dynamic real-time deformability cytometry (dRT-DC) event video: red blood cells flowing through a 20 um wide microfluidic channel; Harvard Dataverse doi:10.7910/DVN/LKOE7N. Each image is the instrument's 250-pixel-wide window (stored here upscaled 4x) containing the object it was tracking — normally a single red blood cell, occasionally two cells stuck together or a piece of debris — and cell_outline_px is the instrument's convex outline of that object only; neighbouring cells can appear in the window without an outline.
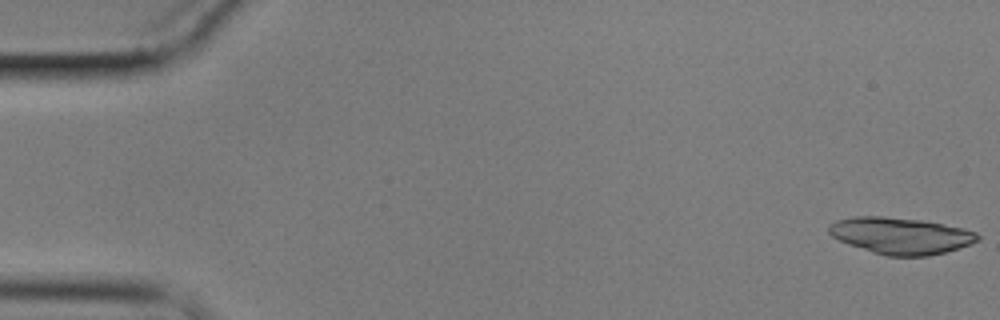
{"species": "common noctule bat (a hibernating species)", "species_latin": "Nyctalus noctula", "temperature_condition": "cold", "stored_images_in_passage": 12, "camera_frame_rate_fps": 3000, "um_per_image_px": 0.085, "animal": {"sex": "male", "body_mass_g": 17.9}, "frame": {"image": 1, "passage_image": 1, "time_ms": 0.0, "image_size_px": [1000, 320], "cell_outline_px": [[980, 240], [944, 252], [928, 256], [888, 256], [872, 252], [848, 244], [832, 236], [828, 232], [828, 224], [836, 220], [852, 216], [884, 216], [920, 220], [944, 224], [964, 228], [976, 232], [980, 236]], "centroid_in_image_um": [76.53, 20.02], "position_along_channel_um": 8.5, "area_um2": 31.67}}